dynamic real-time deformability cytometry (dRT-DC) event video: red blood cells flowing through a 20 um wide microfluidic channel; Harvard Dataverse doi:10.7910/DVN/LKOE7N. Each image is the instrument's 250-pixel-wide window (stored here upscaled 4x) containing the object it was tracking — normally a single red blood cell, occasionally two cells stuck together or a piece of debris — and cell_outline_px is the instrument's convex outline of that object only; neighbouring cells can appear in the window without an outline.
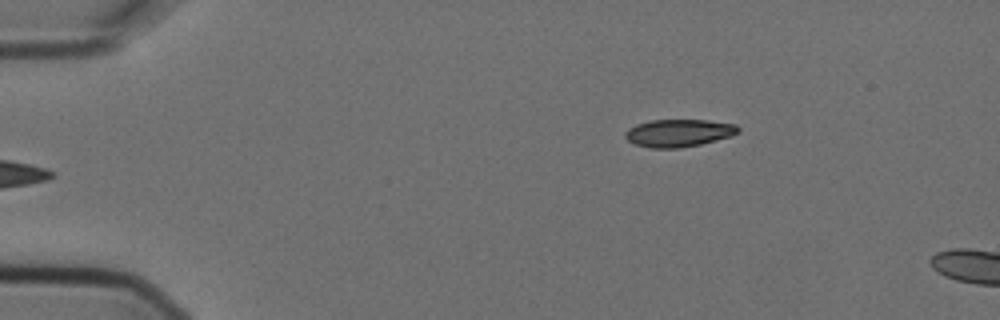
{"species": "Egyptian fruit bat (a non-hibernating species)", "species_latin": "Rousettus aegyptiacus", "temperature_condition": "cold", "stored_images_in_passage": 2, "camera_frame_rate_fps": 3000, "um_per_image_px": 0.085, "animal": {"sex": "female"}, "frame": {"image": 1, "passage_image": 1, "time_ms": 0.0, "image_size_px": [1000, 320], "cell_outline_px": [[740, 132], [732, 136], [700, 144], [680, 148], [648, 148], [636, 144], [628, 140], [624, 136], [624, 132], [628, 128], [636, 124], [648, 120], [708, 120], [736, 124], [740, 128]], "centroid_in_image_um": [57.69, 11.3], "position_along_channel_um": 27.3, "area_um2": 18.32}}